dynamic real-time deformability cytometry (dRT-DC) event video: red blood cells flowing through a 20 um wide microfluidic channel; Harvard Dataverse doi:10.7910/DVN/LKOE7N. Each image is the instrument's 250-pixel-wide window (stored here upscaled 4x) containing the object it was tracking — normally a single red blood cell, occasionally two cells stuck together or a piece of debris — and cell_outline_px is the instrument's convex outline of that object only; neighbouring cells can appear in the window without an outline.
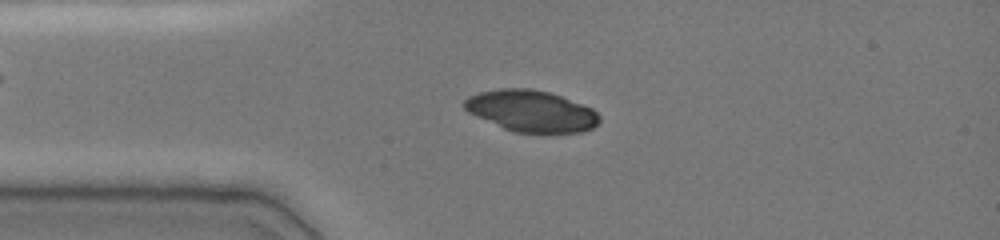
{"species": "common noctule bat (a hibernating species)", "species_latin": "Nyctalus noctula", "temperature_condition": "cold", "stored_images_in_passage": 34, "camera_frame_rate_fps": 3000, "um_per_image_px": 0.085, "animal": {"sex": "female", "body_mass_g": 19.0, "forearm_length_mm": 51.5}, "frame": {"image": 1, "passage_image": 16, "time_ms": 3.0, "image_size_px": [1000, 240], "cell_outline_px": [[600, 120], [592, 128], [584, 132], [548, 136], [516, 132], [504, 128], [476, 116], [468, 112], [464, 108], [464, 100], [468, 96], [480, 92], [500, 88], [532, 88], [548, 92], [560, 96], [592, 108], [600, 116]], "centroid_in_image_um": [45.19, 9.48], "position_along_channel_um": 39.8, "area_um2": 33.29}}